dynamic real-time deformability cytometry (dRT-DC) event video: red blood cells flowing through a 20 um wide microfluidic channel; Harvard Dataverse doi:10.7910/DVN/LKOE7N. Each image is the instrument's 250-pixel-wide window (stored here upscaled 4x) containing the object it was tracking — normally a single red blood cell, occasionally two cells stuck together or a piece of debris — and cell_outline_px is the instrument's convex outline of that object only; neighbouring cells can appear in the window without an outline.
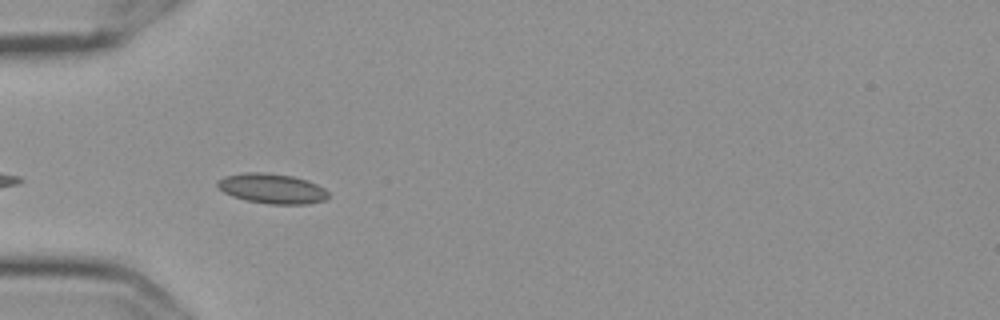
{"species": "Egyptian fruit bat (a non-hibernating species)", "species_latin": "Rousettus aegyptiacus", "temperature_condition": "cold", "stored_images_in_passage": 7, "camera_frame_rate_fps": 3000, "um_per_image_px": 0.085, "frame": {"image": 1, "passage_image": 3, "time_ms": 0.667, "image_size_px": [1000, 320], "cell_outline_px": [[328, 196], [324, 200], [308, 204], [268, 204], [248, 200], [232, 196], [224, 192], [216, 184], [224, 176], [244, 172], [264, 172], [292, 176], [308, 180], [324, 188], [328, 192]], "centroid_in_image_um": [23.13, 16.02], "position_along_channel_um": 61.9, "area_um2": 19.25}}